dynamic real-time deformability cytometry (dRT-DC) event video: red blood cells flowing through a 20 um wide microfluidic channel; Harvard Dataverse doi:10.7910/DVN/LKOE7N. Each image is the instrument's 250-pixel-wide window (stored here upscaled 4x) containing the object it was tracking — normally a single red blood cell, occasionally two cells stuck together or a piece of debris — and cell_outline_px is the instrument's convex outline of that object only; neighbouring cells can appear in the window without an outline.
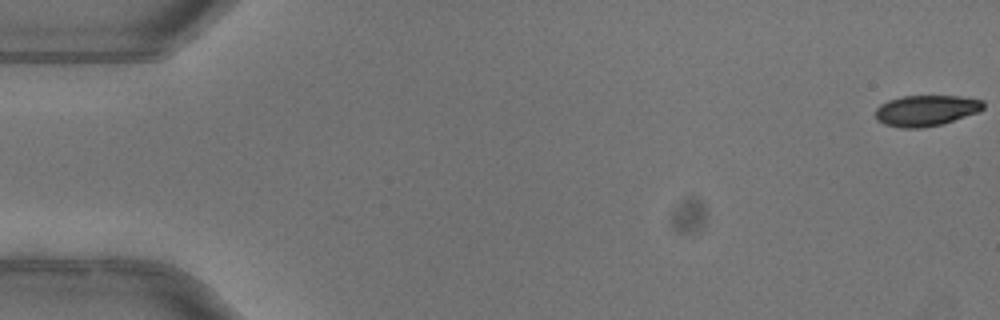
{"species": "common noctule bat (a hibernating species)", "species_latin": "Nyctalus noctula", "temperature_condition": "warm", "stored_images_in_passage": 52, "camera_frame_rate_fps": 3000, "um_per_image_px": 0.085, "animal": {"sex": "female"}, "frame": {"image": 1, "passage_image": 1, "time_ms": 0.0, "image_size_px": [1000, 320], "cell_outline_px": [[984, 108], [980, 112], [940, 124], [920, 128], [900, 128], [884, 124], [876, 120], [876, 108], [880, 104], [888, 100], [900, 96], [960, 96], [984, 100]], "centroid_in_image_um": [78.71, 9.39], "position_along_channel_um": 6.3, "area_um2": 19.54}}
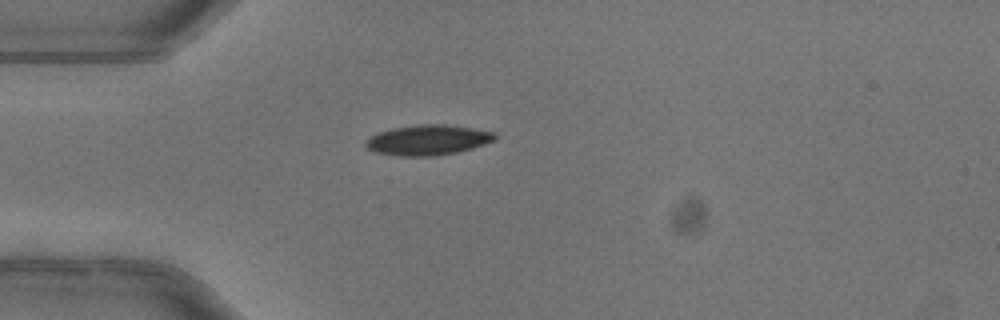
{"frame": {"image": 2, "passage_image": 15, "time_ms": 4.667, "image_size_px": [1000, 320], "cell_outline_px": [[496, 140], [472, 148], [456, 152], [432, 156], [400, 156], [376, 152], [368, 148], [364, 144], [372, 136], [380, 132], [392, 128], [420, 124], [444, 124], [472, 128], [496, 132]], "centroid_in_image_um": [36.41, 11.89], "position_along_channel_um": 48.6, "area_um2": 22.54}, "authors_computed_cell_mechanics": {"area_um2": 21.7906, "velocity_mm_per_s": 4.0315, "shape_relaxation_time_tau1_ms": 3.3266, "shape_relaxation_time_tau2_ms": null, "deformation_change_tau1": 0.1245, "deformation_change_tau2": null}}